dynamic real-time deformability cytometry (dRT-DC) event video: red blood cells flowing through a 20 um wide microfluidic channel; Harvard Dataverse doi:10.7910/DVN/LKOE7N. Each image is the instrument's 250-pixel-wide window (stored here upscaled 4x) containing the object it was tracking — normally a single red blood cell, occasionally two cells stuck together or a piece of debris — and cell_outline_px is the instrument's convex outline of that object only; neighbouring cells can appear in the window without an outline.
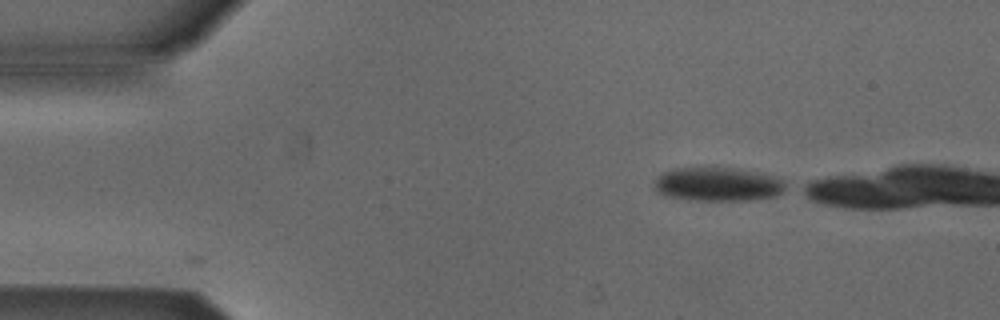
{"species": "Egyptian fruit bat (a non-hibernating species)", "species_latin": "Rousettus aegyptiacus", "temperature_condition": "cold", "stored_images_in_passage": 2, "camera_frame_rate_fps": 3000, "um_per_image_px": 0.085, "animal": {"sex": "male"}, "frame": {"image": 1, "passage_image": 1, "time_ms": 0.0, "image_size_px": [1000, 320], "cell_outline_px": [[792, 188], [776, 196], [752, 200], [688, 200], [664, 196], [656, 192], [652, 188], [652, 184], [656, 176], [660, 172], [672, 168], [700, 164], [732, 168], [760, 172], [776, 176], [784, 180]], "centroid_in_image_um": [60.98, 15.62], "position_along_channel_um": 24.0, "area_um2": 27.69}}